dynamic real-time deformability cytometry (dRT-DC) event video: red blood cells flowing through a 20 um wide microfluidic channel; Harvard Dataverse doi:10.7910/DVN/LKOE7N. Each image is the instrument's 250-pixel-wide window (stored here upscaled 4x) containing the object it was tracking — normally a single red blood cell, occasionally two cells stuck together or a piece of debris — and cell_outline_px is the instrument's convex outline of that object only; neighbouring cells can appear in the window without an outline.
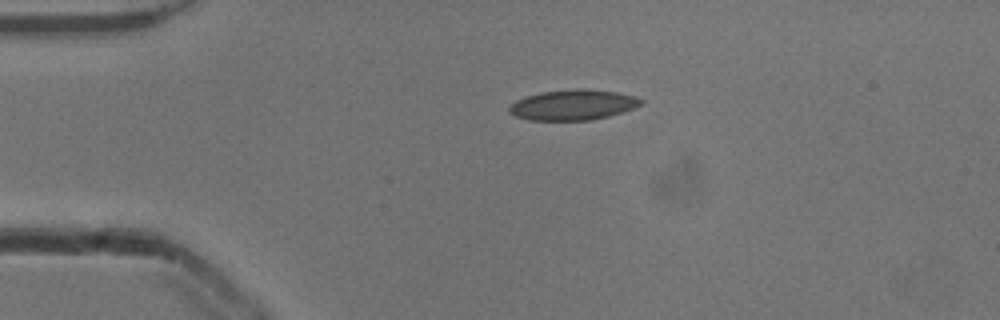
{"species": "common noctule bat (a hibernating species)", "species_latin": "Nyctalus noctula", "temperature_condition": "cold", "stored_images_in_passage": 42, "camera_frame_rate_fps": 3000, "um_per_image_px": 0.085, "animal": {"sex": "male", "body_mass_g": 13.3}, "frame": {"image": 1, "passage_image": 1, "time_ms": 0.0, "image_size_px": [1000, 320], "cell_outline_px": [[644, 104], [608, 116], [588, 120], [528, 120], [516, 116], [508, 112], [508, 108], [516, 100], [540, 92], [576, 88], [580, 88], [616, 92], [632, 96], [644, 100]], "centroid_in_image_um": [48.68, 8.91], "position_along_channel_um": 36.3, "area_um2": 23.12}}
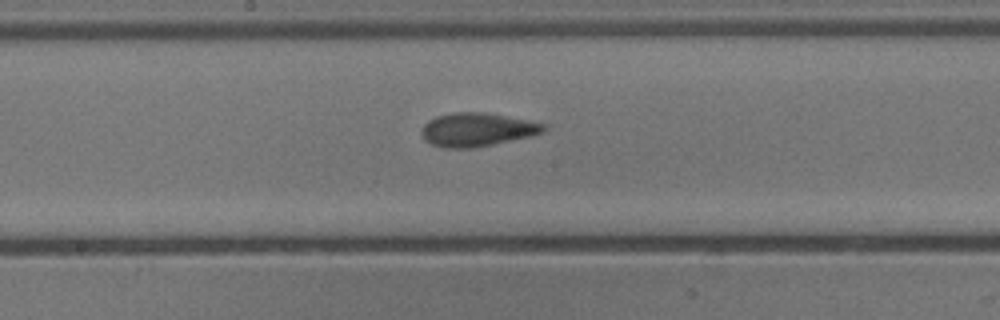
{"frame": {"image": 2, "passage_image": 17, "time_ms": 5.333, "image_size_px": [1000, 320], "cell_outline_px": [[548, 128], [544, 132], [532, 136], [472, 148], [444, 148], [432, 144], [424, 140], [420, 132], [424, 124], [428, 120], [436, 116], [452, 112], [484, 112], [528, 120], [544, 124]], "centroid_in_image_um": [40.53, 11.01], "position_along_channel_um": 207.7, "area_um2": 23.93}}
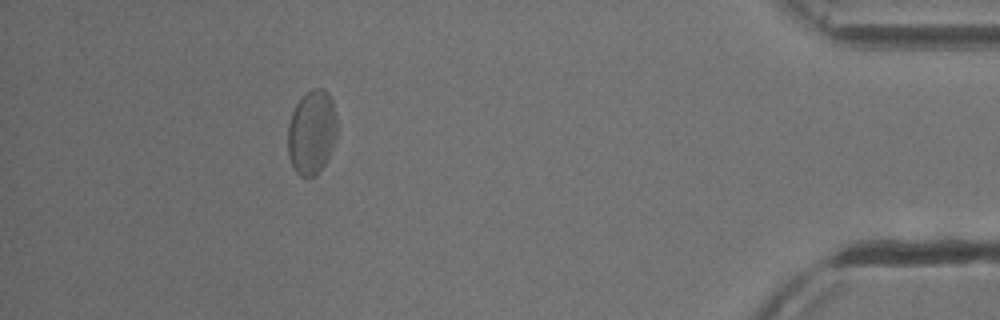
{"frame": {"image": 3, "passage_image": 37, "time_ms": 12.0, "image_size_px": [1000, 320], "cell_outline_px": [[336, 136], [328, 156], [324, 164], [316, 176], [300, 176], [296, 172], [288, 156], [288, 124], [292, 112], [296, 104], [312, 88], [324, 88], [328, 92], [332, 100], [336, 116]], "centroid_in_image_um": [26.49, 11.23], "position_along_channel_um": 408.7, "area_um2": 23.99}, "authors_computed_cell_mechanics": {"area_um2": 23.2356, "velocity_mm_per_s": 3.8879, "shape_relaxation_time_tau1_ms": 9.6716, "shape_relaxation_time_tau2_ms": 1.5752, "deformation_change_tau1": 0.1668, "deformation_change_tau2": 0.0668}}